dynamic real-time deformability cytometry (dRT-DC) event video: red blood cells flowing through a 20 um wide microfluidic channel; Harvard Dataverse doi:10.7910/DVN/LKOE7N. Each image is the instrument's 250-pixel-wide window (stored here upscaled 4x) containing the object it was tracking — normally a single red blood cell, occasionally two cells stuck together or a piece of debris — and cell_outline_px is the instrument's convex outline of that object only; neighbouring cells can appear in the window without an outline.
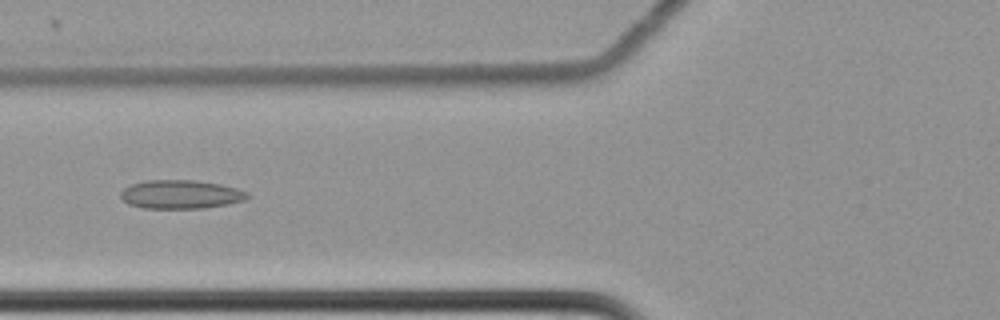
{"species": "common noctule bat (a hibernating species)", "species_latin": "Nyctalus noctula", "temperature_condition": "cold", "stored_images_in_passage": 59, "camera_frame_rate_fps": 3000, "um_per_image_px": 0.085, "animal": {"sex": "female", "body_mass_g": 22.7, "forearm_length_mm": 54.2}, "frame": {"image": 1, "passage_image": 24, "time_ms": 7.667, "image_size_px": [1000, 320], "cell_outline_px": [[248, 196], [244, 200], [228, 204], [204, 208], [144, 208], [128, 204], [120, 196], [120, 192], [124, 188], [132, 184], [148, 180], [196, 180], [220, 184], [236, 188], [248, 192]], "centroid_in_image_um": [15.36, 16.52], "position_along_channel_um": 110.4, "area_um2": 21.1}}
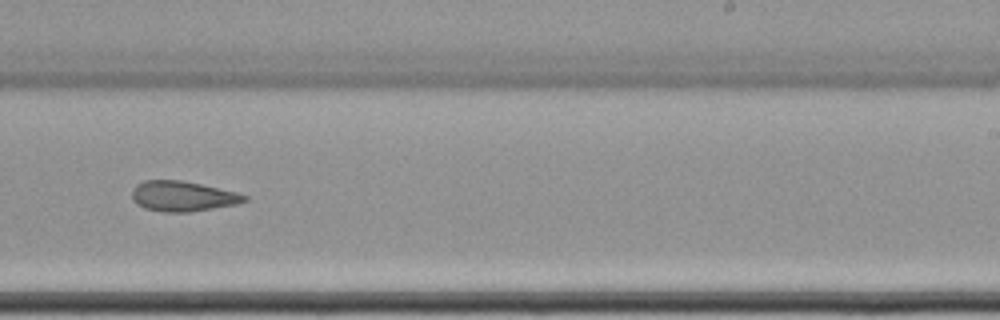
{"frame": {"image": 2, "passage_image": 38, "time_ms": 12.333, "image_size_px": [1000, 320], "cell_outline_px": [[248, 200], [236, 204], [188, 212], [164, 212], [144, 208], [136, 204], [132, 200], [132, 188], [136, 184], [144, 180], [180, 180], [200, 184], [236, 192], [248, 196]], "centroid_in_image_um": [15.48, 16.67], "position_along_channel_um": 273.5, "area_um2": 19.77}}
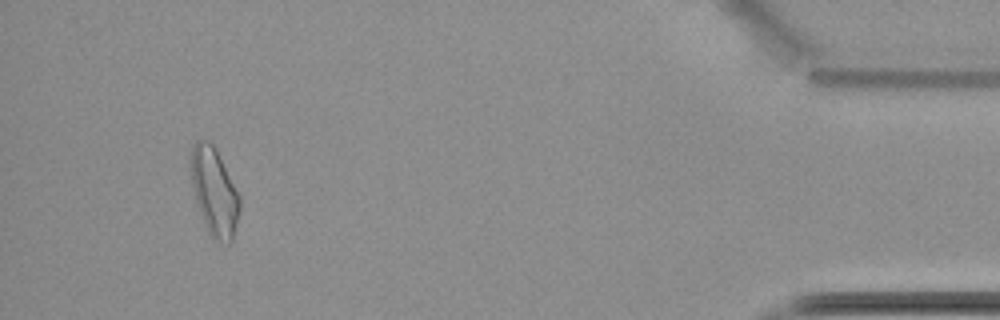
{"frame": {"image": 3, "passage_image": 56, "time_ms": 18.333, "image_size_px": [1000, 320], "cell_outline_px": [[240, 212], [232, 240], [228, 244], [216, 244], [212, 240], [208, 232], [196, 204], [192, 184], [188, 160], [192, 144], [196, 140], [208, 140], [216, 148], [240, 196]], "centroid_in_image_um": [18.19, 16.31], "position_along_channel_um": 417.0, "area_um2": 25.72}, "authors_computed_cell_mechanics": {"area_um2": 21.8484, "velocity_mm_per_s": 3.4938, "shape_relaxation_time_tau1_ms": null, "shape_relaxation_time_tau2_ms": 7.8855, "deformation_change_tau1": null, "deformation_change_tau2": 0.1387}}